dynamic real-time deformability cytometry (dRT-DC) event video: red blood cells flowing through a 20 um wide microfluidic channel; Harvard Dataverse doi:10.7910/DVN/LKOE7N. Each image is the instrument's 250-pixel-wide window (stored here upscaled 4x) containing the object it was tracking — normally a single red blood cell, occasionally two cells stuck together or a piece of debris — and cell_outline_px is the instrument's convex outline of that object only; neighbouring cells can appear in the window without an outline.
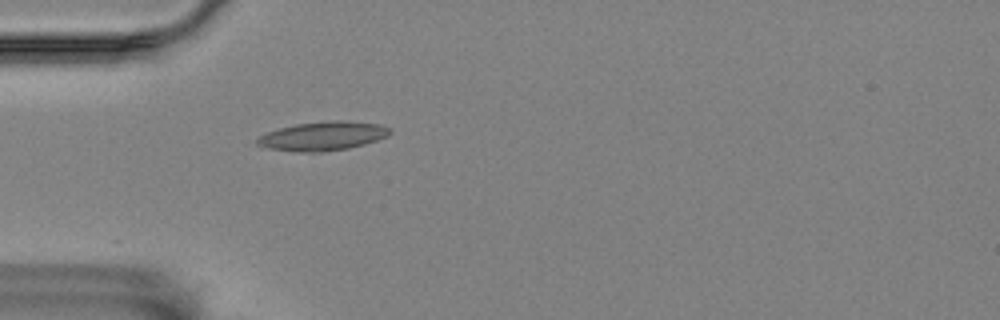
{"species": "Egyptian fruit bat (a non-hibernating species)", "species_latin": "Rousettus aegyptiacus", "temperature_condition": "room temperature", "stored_images_in_passage": 13, "camera_frame_rate_fps": 3000, "um_per_image_px": 0.085, "animal": {"sex": "female"}, "frame": {"image": 1, "passage_image": 1, "time_ms": 0.0, "image_size_px": [1000, 320], "cell_outline_px": [[392, 132], [388, 136], [364, 144], [348, 148], [320, 152], [296, 152], [260, 148], [256, 144], [256, 140], [260, 136], [268, 132], [280, 128], [296, 124], [332, 120], [344, 120], [380, 124], [392, 128]], "centroid_in_image_um": [27.43, 11.57], "position_along_channel_um": 57.6, "area_um2": 22.6}}
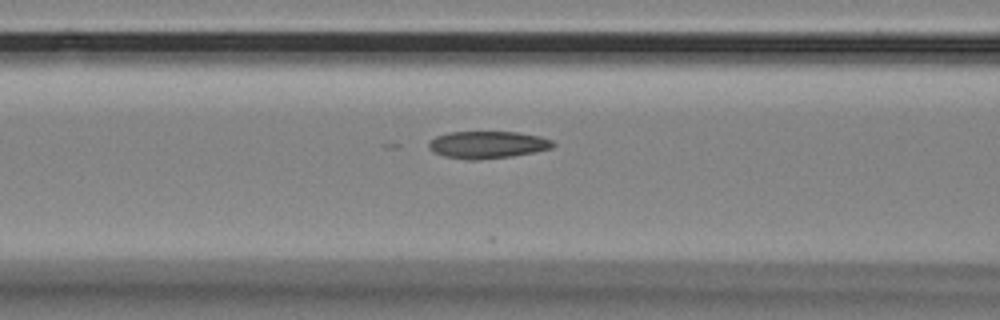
{"frame": {"image": 2, "passage_image": 7, "time_ms": 2.0, "image_size_px": [1000, 320], "cell_outline_px": [[556, 144], [552, 148], [512, 156], [476, 160], [464, 160], [444, 156], [432, 152], [428, 148], [428, 140], [436, 136], [448, 132], [516, 132], [540, 136], [552, 140]], "centroid_in_image_um": [41.39, 12.3], "position_along_channel_um": 125.2, "area_um2": 19.88}}
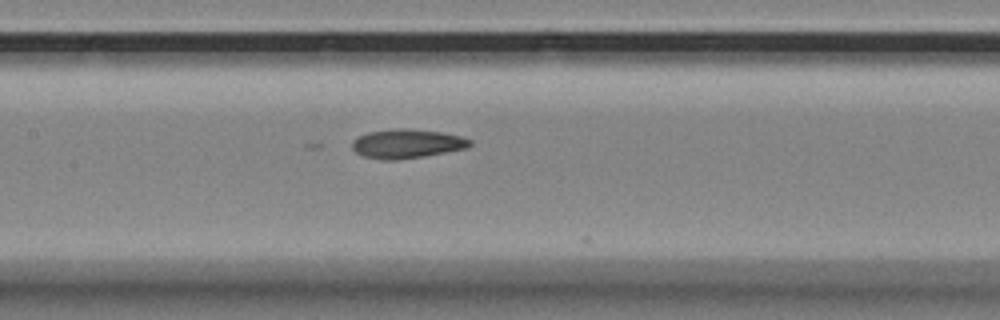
{"frame": {"image": 3, "passage_image": 11, "time_ms": 3.333, "image_size_px": [1000, 320], "cell_outline_px": [[472, 144], [468, 148], [424, 156], [396, 160], [384, 160], [364, 156], [356, 152], [352, 148], [352, 140], [356, 136], [368, 132], [396, 128], [404, 128], [440, 132], [460, 136], [472, 140]], "centroid_in_image_um": [34.57, 12.21], "position_along_channel_um": 172.8, "area_um2": 20.0}}